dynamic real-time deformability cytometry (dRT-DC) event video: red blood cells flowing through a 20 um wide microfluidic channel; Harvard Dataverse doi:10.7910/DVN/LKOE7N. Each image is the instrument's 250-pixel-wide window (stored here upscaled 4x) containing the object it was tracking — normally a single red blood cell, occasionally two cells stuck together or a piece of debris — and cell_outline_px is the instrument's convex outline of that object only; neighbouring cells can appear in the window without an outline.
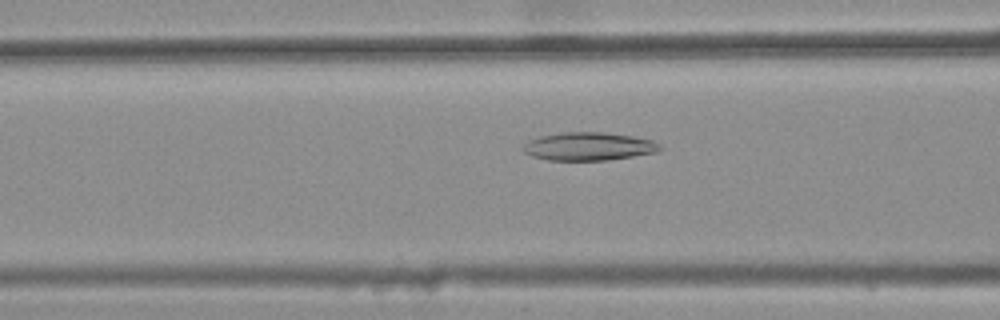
{"species": "common noctule bat (a hibernating species)", "species_latin": "Nyctalus noctula", "temperature_condition": "warm", "stored_images_in_passage": 27, "camera_frame_rate_fps": 3000, "um_per_image_px": 0.085, "animal": {"sex": "female", "body_mass_g": 25.1}, "frame": {"image": 1, "passage_image": 4, "time_ms": 1.0, "image_size_px": [1000, 320], "cell_outline_px": [[664, 148], [656, 152], [632, 156], [604, 160], [548, 160], [532, 156], [524, 152], [520, 148], [528, 140], [540, 136], [564, 132], [604, 132], [632, 136], [652, 140], [660, 144]], "centroid_in_image_um": [50.01, 12.44], "position_along_channel_um": 116.6, "area_um2": 22.43}}
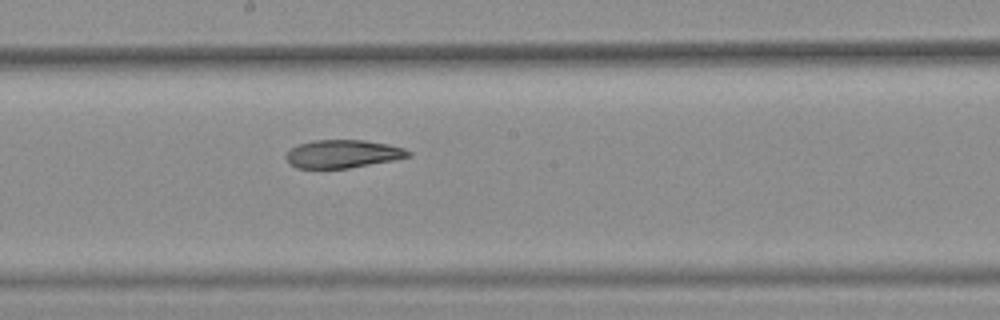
{"frame": {"image": 2, "passage_image": 12, "time_ms": 3.667, "image_size_px": [1000, 320], "cell_outline_px": [[412, 156], [396, 160], [348, 168], [296, 168], [288, 164], [284, 156], [296, 144], [312, 140], [364, 140], [388, 144], [404, 148], [412, 152]], "centroid_in_image_um": [29.13, 13.08], "position_along_channel_um": 219.1, "area_um2": 20.29}}
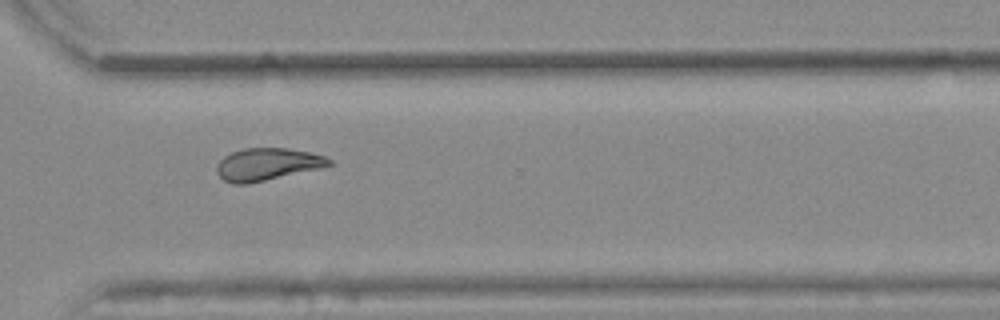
{"frame": {"image": 3, "passage_image": 22, "time_ms": 7.0, "image_size_px": [1000, 320], "cell_outline_px": [[332, 164], [320, 168], [248, 184], [232, 184], [224, 180], [216, 172], [216, 164], [224, 156], [232, 152], [244, 148], [288, 148], [308, 152], [324, 156], [332, 160]], "centroid_in_image_um": [22.68, 13.96], "position_along_channel_um": 347.9, "area_um2": 21.1}}